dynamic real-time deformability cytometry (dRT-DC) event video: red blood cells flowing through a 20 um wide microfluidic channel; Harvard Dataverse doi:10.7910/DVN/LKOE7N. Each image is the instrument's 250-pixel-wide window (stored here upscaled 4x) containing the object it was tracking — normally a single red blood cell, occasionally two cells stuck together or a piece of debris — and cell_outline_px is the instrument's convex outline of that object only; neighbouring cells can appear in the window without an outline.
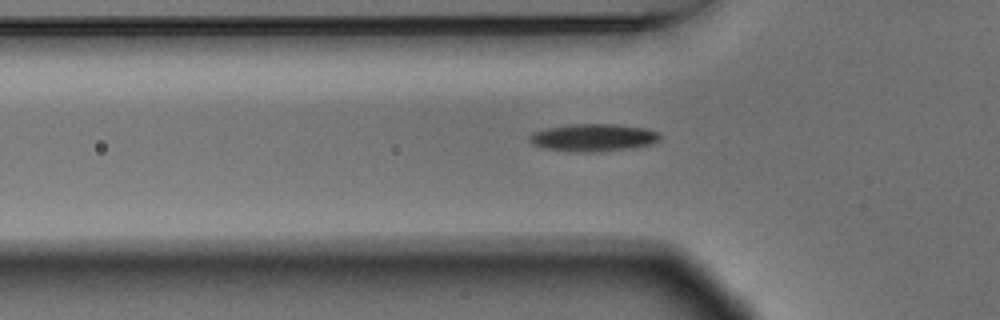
{"species": "Egyptian fruit bat (a non-hibernating species)", "species_latin": "Rousettus aegyptiacus", "temperature_condition": "warm", "stored_images_in_passage": 44, "camera_frame_rate_fps": 3000, "um_per_image_px": 0.085, "animal": {"sex": "male"}, "frame": {"image": 1, "passage_image": 10, "time_ms": 3.0, "image_size_px": [1000, 320], "cell_outline_px": [[660, 140], [652, 144], [628, 148], [596, 152], [580, 152], [544, 148], [528, 140], [528, 136], [536, 132], [548, 128], [576, 124], [612, 124], [644, 128], [656, 132], [660, 136]], "centroid_in_image_um": [50.45, 11.7], "position_along_channel_um": 75.3, "area_um2": 20.4}}
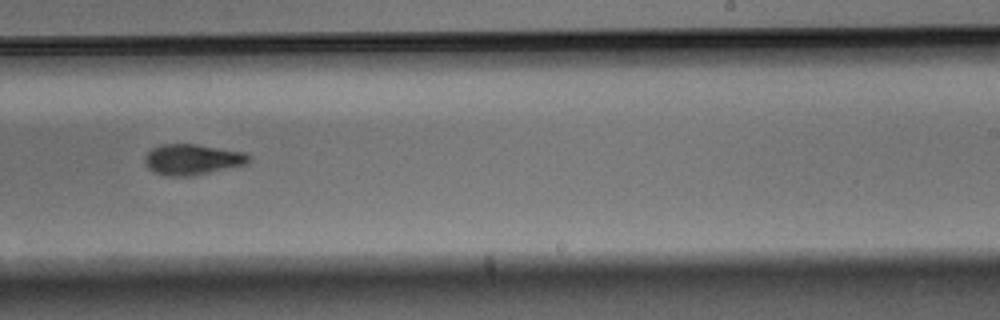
{"frame": {"image": 2, "passage_image": 26, "time_ms": 8.333, "image_size_px": [1000, 320], "cell_outline_px": [[252, 160], [244, 164], [192, 176], [164, 176], [148, 168], [144, 164], [144, 156], [152, 148], [160, 144], [196, 144], [244, 152], [252, 156]], "centroid_in_image_um": [16.32, 13.55], "position_along_channel_um": 272.7, "area_um2": 18.61}}
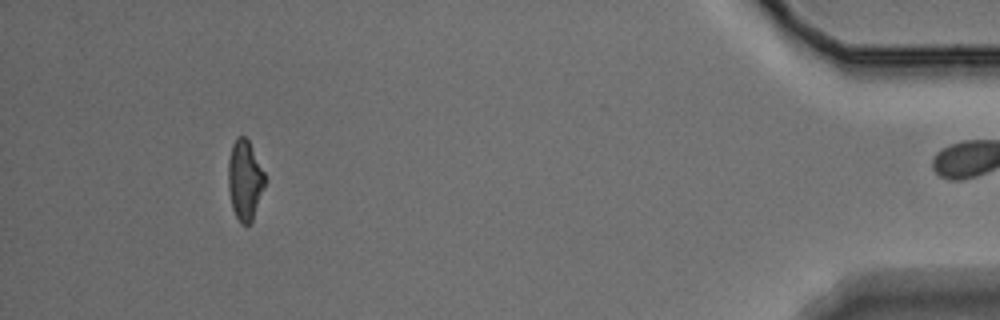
{"frame": {"image": 3, "passage_image": 43, "time_ms": 14.0, "image_size_px": [1000, 320], "cell_outline_px": [[264, 188], [252, 220], [248, 224], [240, 224], [232, 208], [228, 188], [228, 160], [232, 144], [236, 136], [244, 136], [248, 140], [264, 172]], "centroid_in_image_um": [20.78, 15.29], "position_along_channel_um": 414.4, "area_um2": 16.94}, "authors_computed_cell_mechanics": {"area_um2": 18.3804, "velocity_mm_per_s": 3.6843, "shape_relaxation_time_tau1_ms": 3.5506, "shape_relaxation_time_tau2_ms": 8.6476, "deformation_change_tau1": 0.1389, "deformation_change_tau2": 0.1707}}